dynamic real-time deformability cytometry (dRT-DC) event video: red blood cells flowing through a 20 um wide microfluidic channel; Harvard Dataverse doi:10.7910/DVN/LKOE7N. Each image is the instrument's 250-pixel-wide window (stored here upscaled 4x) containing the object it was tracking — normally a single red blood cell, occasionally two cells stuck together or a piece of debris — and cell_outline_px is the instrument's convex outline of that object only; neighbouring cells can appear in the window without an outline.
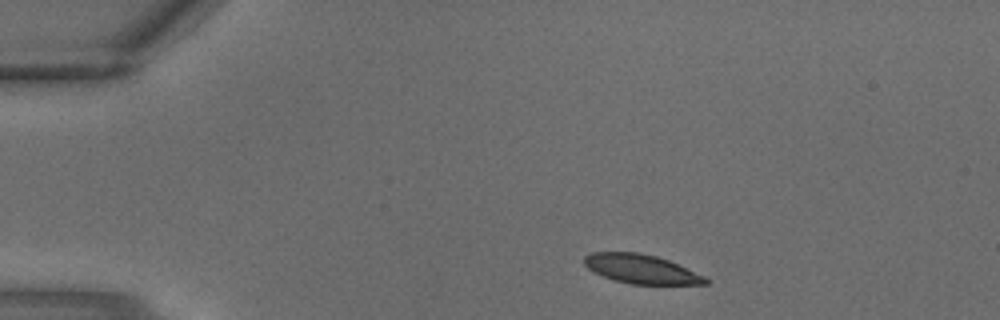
{"species": "common noctule bat (a hibernating species)", "species_latin": "Nyctalus noctula", "temperature_condition": "warm", "stored_images_in_passage": 1, "camera_frame_rate_fps": 3000, "um_per_image_px": 0.085, "animal": {"sex": "male", "body_mass_g": 18.8}, "frame": {"image": 1, "passage_image": 1, "time_ms": 0.0, "image_size_px": [1000, 320], "cell_outline_px": [[708, 284], [628, 284], [604, 276], [588, 268], [584, 264], [584, 256], [592, 252], [636, 252], [656, 256], [668, 260], [704, 276], [708, 280]], "centroid_in_image_um": [54.48, 22.86], "position_along_channel_um": 30.5, "area_um2": 20.23}}